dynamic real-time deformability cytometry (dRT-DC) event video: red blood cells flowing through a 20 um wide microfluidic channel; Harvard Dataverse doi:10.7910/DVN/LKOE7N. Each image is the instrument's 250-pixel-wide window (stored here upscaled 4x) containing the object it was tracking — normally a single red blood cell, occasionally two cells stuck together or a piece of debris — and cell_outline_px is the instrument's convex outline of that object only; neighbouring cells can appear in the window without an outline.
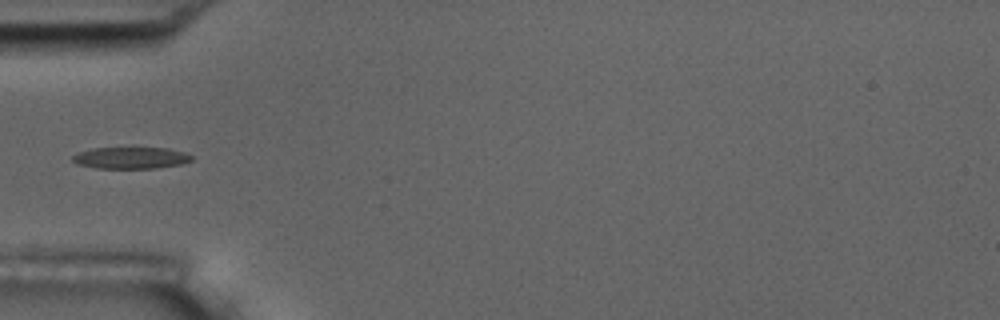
{"species": "common noctule bat (a hibernating species)", "species_latin": "Nyctalus noctula", "temperature_condition": "room temperature", "stored_images_in_passage": 4, "camera_frame_rate_fps": 3000, "um_per_image_px": 0.085, "animal": {"sex": "male", "body_mass_g": 17.5, "forearm_length_mm": 52.3}, "frame": {"image": 1, "passage_image": 4, "time_ms": 1.0, "image_size_px": [1000, 320], "cell_outline_px": [[192, 160], [180, 164], [156, 168], [96, 168], [76, 164], [72, 160], [72, 156], [80, 152], [92, 148], [168, 148], [184, 152], [192, 156]], "centroid_in_image_um": [11.1, 13.42], "position_along_channel_um": 73.9, "area_um2": 14.91}}